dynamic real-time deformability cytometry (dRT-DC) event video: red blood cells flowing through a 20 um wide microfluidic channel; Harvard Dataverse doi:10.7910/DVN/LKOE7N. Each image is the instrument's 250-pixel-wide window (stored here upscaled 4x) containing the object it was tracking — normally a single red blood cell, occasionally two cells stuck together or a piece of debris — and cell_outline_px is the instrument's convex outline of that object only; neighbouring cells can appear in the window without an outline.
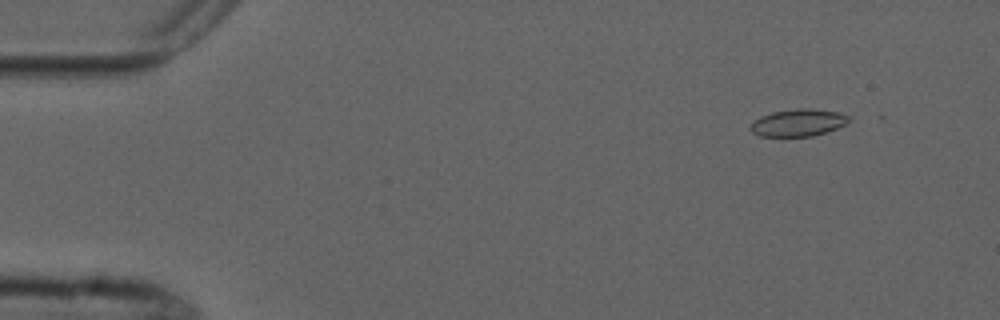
{"species": "common noctule bat (a hibernating species)", "species_latin": "Nyctalus noctula", "temperature_condition": "cold", "stored_images_in_passage": 5, "camera_frame_rate_fps": 3000, "um_per_image_px": 0.085, "animal": {"sex": "male", "forearm_length_mm": 52.5}, "frame": {"image": 1, "passage_image": 2, "time_ms": 1.333, "image_size_px": [1000, 320], "cell_outline_px": [[848, 120], [844, 124], [836, 128], [812, 136], [760, 136], [752, 132], [748, 128], [760, 116], [772, 112], [796, 108], [808, 108], [840, 112], [848, 116]], "centroid_in_image_um": [67.81, 10.42], "position_along_channel_um": 17.2, "area_um2": 15.37}}